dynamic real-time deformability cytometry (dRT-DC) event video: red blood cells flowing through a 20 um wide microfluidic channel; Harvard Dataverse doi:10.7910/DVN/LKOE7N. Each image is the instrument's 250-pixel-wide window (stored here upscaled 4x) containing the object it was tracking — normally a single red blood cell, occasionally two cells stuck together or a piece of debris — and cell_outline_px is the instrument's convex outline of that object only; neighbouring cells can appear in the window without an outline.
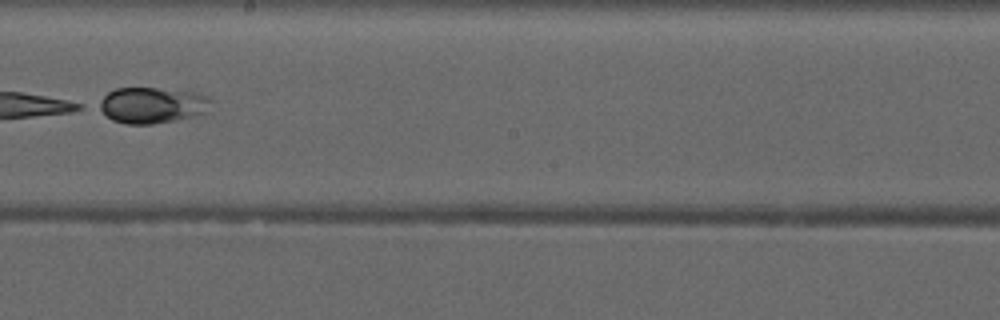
{"species": "common noctule bat (a hibernating species)", "species_latin": "Nyctalus noctula", "temperature_condition": "warm", "stored_images_in_passage": 7, "camera_frame_rate_fps": 3000, "um_per_image_px": 0.085, "animal": {"sex": "male", "forearm_length_mm": 52.5}, "frame": {"image": 1, "passage_image": 7, "time_ms": 7.0, "image_size_px": [1000, 320], "cell_outline_px": [[212, 100], [208, 112], [176, 120], [152, 124], [124, 124], [112, 120], [96, 108], [92, 104], [108, 92], [116, 88], [156, 88], [196, 92], [208, 96]], "centroid_in_image_um": [12.87, 8.94], "position_along_channel_um": 235.3, "area_um2": 23.99}}